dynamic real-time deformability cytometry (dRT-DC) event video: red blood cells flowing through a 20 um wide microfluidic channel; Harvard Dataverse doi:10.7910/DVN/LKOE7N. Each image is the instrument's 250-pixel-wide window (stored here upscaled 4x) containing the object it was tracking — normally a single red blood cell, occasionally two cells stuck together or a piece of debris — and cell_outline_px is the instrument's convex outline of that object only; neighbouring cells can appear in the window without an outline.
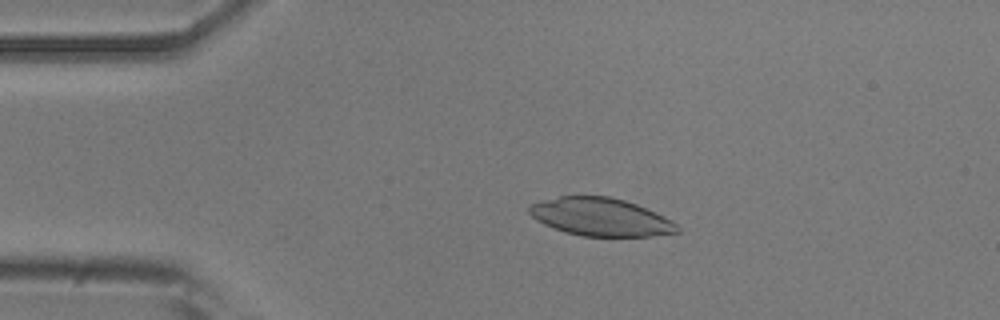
{"species": "common noctule bat (a hibernating species)", "species_latin": "Nyctalus noctula", "temperature_condition": "room temperature", "stored_images_in_passage": 54, "camera_frame_rate_fps": 3000, "um_per_image_px": 0.085, "animal": {"sex": "male", "body_mass_g": 20.5, "forearm_length_mm": 52.5}, "frame": {"image": 1, "passage_image": 11, "time_ms": 3.333, "image_size_px": [1000, 320], "cell_outline_px": [[680, 232], [648, 236], [584, 236], [564, 232], [544, 224], [536, 220], [528, 212], [528, 208], [532, 204], [544, 200], [560, 196], [608, 196], [624, 200], [636, 204], [664, 216], [672, 220], [680, 228]], "centroid_in_image_um": [51.06, 18.45], "position_along_channel_um": 33.9, "area_um2": 32.54}}